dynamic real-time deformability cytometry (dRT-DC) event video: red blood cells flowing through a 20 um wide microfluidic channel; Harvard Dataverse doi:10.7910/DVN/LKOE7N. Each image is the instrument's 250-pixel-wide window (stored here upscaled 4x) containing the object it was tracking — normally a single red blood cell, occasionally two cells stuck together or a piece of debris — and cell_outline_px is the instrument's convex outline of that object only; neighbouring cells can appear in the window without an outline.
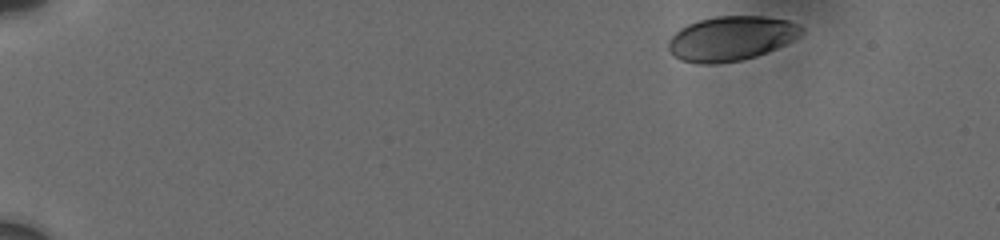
{"species": "human", "species_latin": "Homo sapiens", "temperature_condition": "cold", "stored_images_in_passage": 24, "camera_frame_rate_fps": 3000, "um_per_image_px": 0.085, "donor": {"sex": "male"}, "frame": {"image": 1, "passage_image": 1, "time_ms": 0.0, "image_size_px": [1000, 240], "cell_outline_px": [[804, 28], [796, 36], [776, 48], [756, 56], [740, 60], [716, 64], [700, 64], [680, 60], [668, 48], [668, 40], [680, 28], [688, 24], [700, 20], [716, 16], [760, 16], [788, 20]], "centroid_in_image_um": [62.09, 3.27], "position_along_channel_um": 22.9, "area_um2": 33.99}}
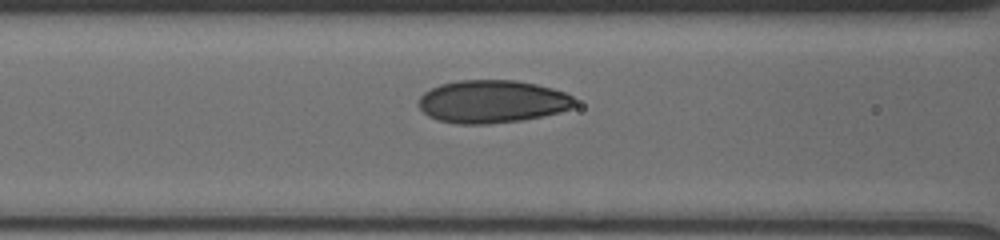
{"frame": {"image": 2, "passage_image": 17, "time_ms": 6.333, "image_size_px": [1000, 240], "cell_outline_px": [[576, 104], [572, 108], [560, 112], [520, 120], [488, 124], [456, 124], [440, 120], [428, 116], [420, 108], [420, 96], [424, 92], [440, 84], [456, 80], [516, 80], [536, 84], [552, 88], [564, 92], [572, 96], [576, 100]], "centroid_in_image_um": [41.85, 8.62], "position_along_channel_um": 124.8, "area_um2": 38.9}}
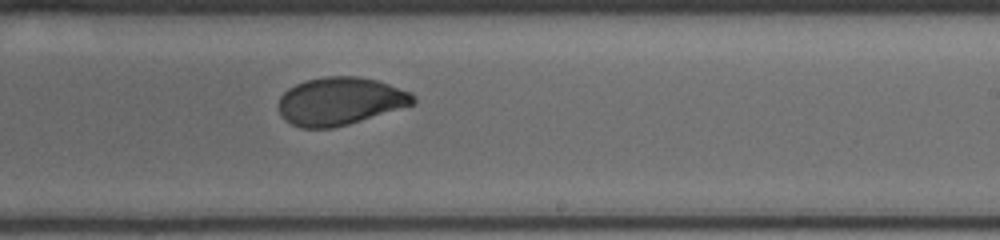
{"frame": {"image": 3, "passage_image": 24, "time_ms": 10.0, "image_size_px": [1000, 240], "cell_outline_px": [[416, 100], [412, 104], [348, 124], [332, 128], [300, 128], [284, 120], [280, 116], [276, 104], [280, 96], [288, 88], [304, 80], [324, 76], [360, 76], [376, 80], [412, 92], [416, 96]], "centroid_in_image_um": [28.84, 8.59], "position_along_channel_um": 260.2, "area_um2": 37.69}}